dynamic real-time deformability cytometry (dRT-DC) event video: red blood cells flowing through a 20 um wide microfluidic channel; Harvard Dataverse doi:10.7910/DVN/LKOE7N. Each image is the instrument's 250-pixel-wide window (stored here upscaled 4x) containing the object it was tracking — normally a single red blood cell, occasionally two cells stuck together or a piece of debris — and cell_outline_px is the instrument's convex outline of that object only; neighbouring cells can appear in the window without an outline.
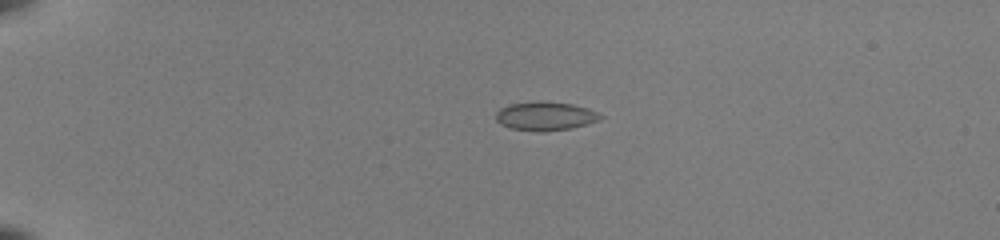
{"species": "common noctule bat (a hibernating species)", "species_latin": "Nyctalus noctula", "temperature_condition": "room temperature", "stored_images_in_passage": 40, "camera_frame_rate_fps": 3000, "um_per_image_px": 0.085, "animal": {"sex": "female", "body_mass_g": 22.0, "forearm_length_mm": 56.7}, "frame": {"image": 1, "passage_image": 1, "time_ms": 0.0, "image_size_px": [1000, 240], "cell_outline_px": [[604, 116], [600, 120], [572, 128], [544, 132], [540, 132], [508, 128], [500, 124], [496, 120], [496, 112], [500, 108], [512, 104], [572, 104], [588, 108], [600, 112]], "centroid_in_image_um": [46.39, 9.93], "position_along_channel_um": 38.6, "area_um2": 16.94}}
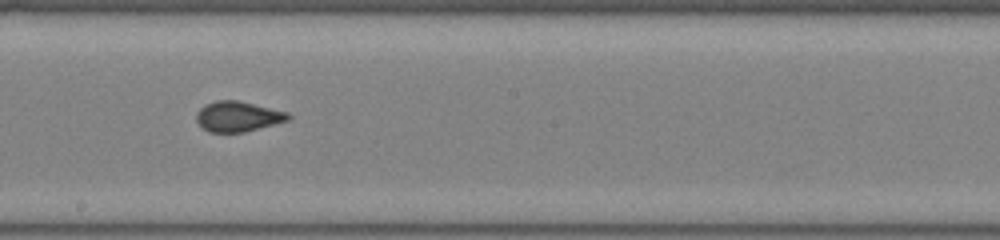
{"frame": {"image": 2, "passage_image": 20, "time_ms": 6.333, "image_size_px": [1000, 240], "cell_outline_px": [[292, 116], [288, 120], [244, 132], [208, 132], [196, 120], [196, 112], [204, 104], [216, 100], [236, 100], [288, 112]], "centroid_in_image_um": [20.19, 9.89], "position_along_channel_um": 228.0, "area_um2": 16.07}}
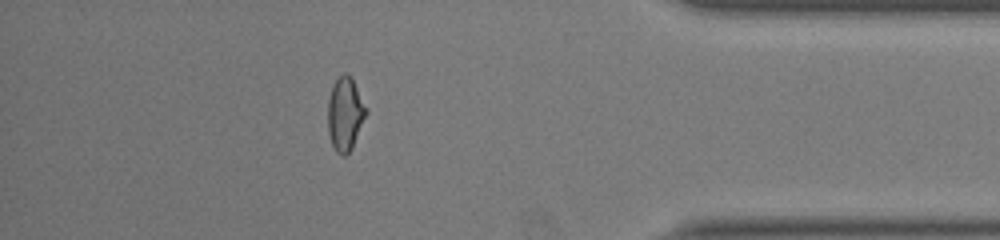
{"frame": {"image": 3, "passage_image": 35, "time_ms": 11.333, "image_size_px": [1000, 240], "cell_outline_px": [[368, 112], [352, 148], [344, 156], [336, 152], [332, 144], [328, 132], [328, 100], [332, 84], [344, 72], [348, 72], [352, 76], [368, 108]], "centroid_in_image_um": [29.36, 9.63], "position_along_channel_um": 405.8, "area_um2": 16.7}}